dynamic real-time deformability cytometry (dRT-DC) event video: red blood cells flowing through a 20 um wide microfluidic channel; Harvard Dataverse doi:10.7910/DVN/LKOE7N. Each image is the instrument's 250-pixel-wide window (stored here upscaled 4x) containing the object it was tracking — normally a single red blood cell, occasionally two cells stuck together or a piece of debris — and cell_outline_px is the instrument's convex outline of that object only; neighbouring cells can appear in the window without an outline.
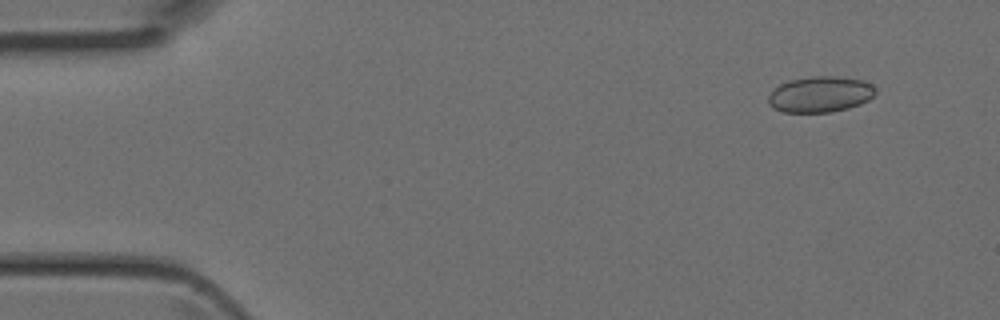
{"species": "Egyptian fruit bat (a non-hibernating species)", "species_latin": "Rousettus aegyptiacus", "temperature_condition": "room temperature", "stored_images_in_passage": 5, "camera_frame_rate_fps": 3000, "um_per_image_px": 0.085, "animal": {"sex": "female"}, "frame": {"image": 1, "passage_image": 1, "time_ms": 0.0, "image_size_px": [1000, 320], "cell_outline_px": [[876, 92], [868, 100], [860, 104], [848, 108], [832, 112], [784, 112], [772, 108], [768, 104], [768, 96], [780, 84], [788, 80], [812, 76], [836, 76], [864, 80], [872, 84], [876, 88]], "centroid_in_image_um": [69.72, 8.01], "position_along_channel_um": 15.3, "area_um2": 22.54}}
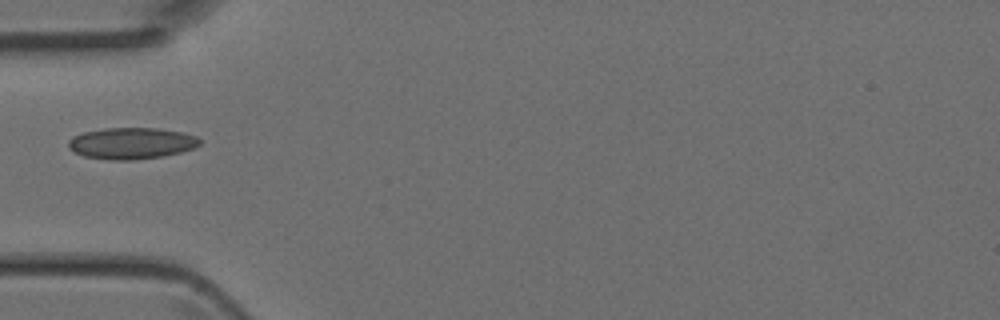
{"frame": {"image": 2, "passage_image": 4, "time_ms": 1.0, "image_size_px": [1000, 320], "cell_outline_px": [[200, 144], [192, 148], [180, 152], [160, 156], [132, 160], [112, 160], [84, 156], [68, 148], [68, 140], [72, 136], [84, 132], [104, 128], [156, 128], [184, 132], [196, 136], [200, 140]], "centroid_in_image_um": [11.15, 12.17], "position_along_channel_um": 73.8, "area_um2": 23.93}}
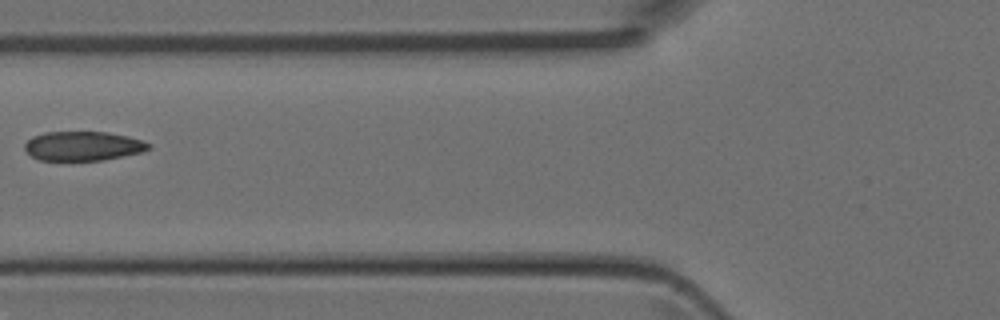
{"frame": {"image": 3, "passage_image": 5, "time_ms": 1.333, "image_size_px": [1000, 320], "cell_outline_px": [[152, 148], [140, 152], [104, 160], [40, 160], [32, 156], [24, 148], [24, 144], [32, 136], [44, 132], [108, 132], [128, 136], [144, 140], [152, 144]], "centroid_in_image_um": [7.08, 12.4], "position_along_channel_um": 118.7, "area_um2": 21.21}}